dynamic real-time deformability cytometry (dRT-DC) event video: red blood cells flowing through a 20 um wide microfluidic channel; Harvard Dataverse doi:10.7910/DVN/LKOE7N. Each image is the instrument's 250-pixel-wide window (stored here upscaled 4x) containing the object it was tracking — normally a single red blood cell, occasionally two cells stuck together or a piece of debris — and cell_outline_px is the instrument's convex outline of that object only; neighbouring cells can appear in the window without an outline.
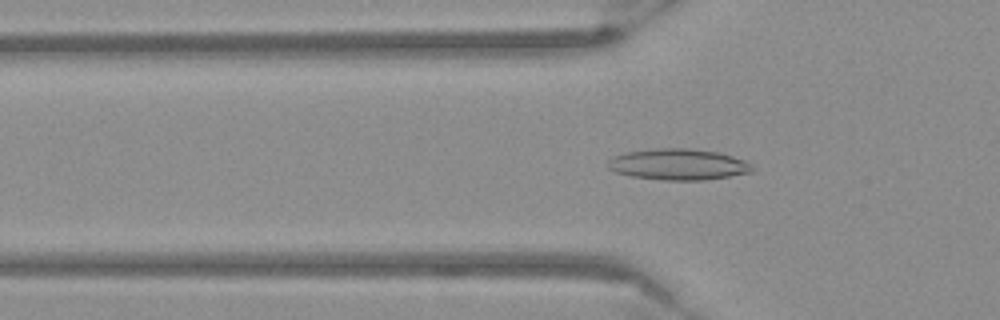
{"species": "Egyptian fruit bat (a non-hibernating species)", "species_latin": "Rousettus aegyptiacus", "temperature_condition": "warm", "stored_images_in_passage": 49, "camera_frame_rate_fps": 3000, "um_per_image_px": 0.085, "frame": {"image": 1, "passage_image": 13, "time_ms": 4.0, "image_size_px": [1000, 320], "cell_outline_px": [[752, 172], [704, 180], [664, 180], [632, 176], [616, 172], [608, 168], [608, 160], [612, 156], [628, 152], [660, 148], [684, 148], [716, 152], [732, 156], [744, 160], [752, 164]], "centroid_in_image_um": [57.64, 13.98], "position_along_channel_um": 68.2, "area_um2": 25.89}}
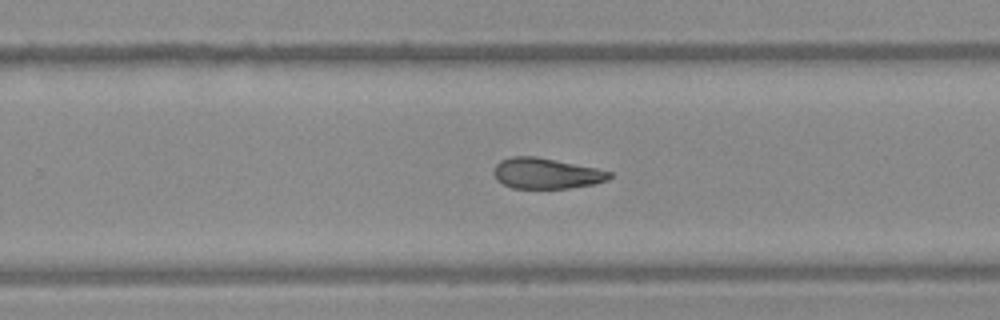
{"frame": {"image": 2, "passage_image": 30, "time_ms": 9.667, "image_size_px": [1000, 320], "cell_outline_px": [[612, 176], [608, 180], [592, 184], [568, 188], [512, 188], [496, 180], [492, 172], [496, 164], [500, 160], [512, 156], [536, 156], [596, 168], [612, 172]], "centroid_in_image_um": [46.4, 14.73], "position_along_channel_um": 283.4, "area_um2": 20.69}}
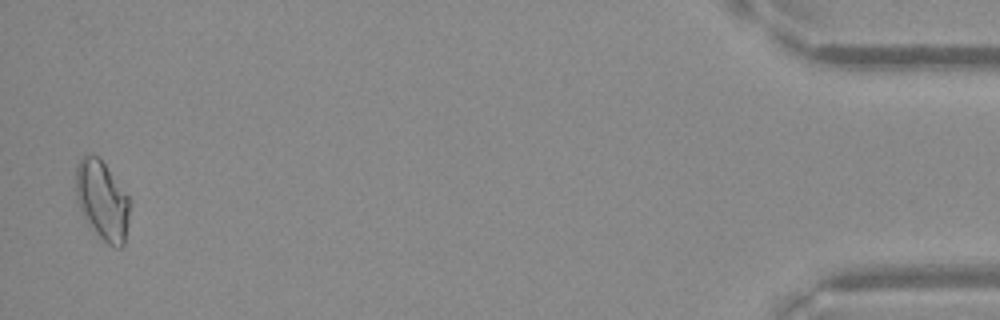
{"frame": {"image": 3, "passage_image": 48, "time_ms": 15.667, "image_size_px": [1000, 320], "cell_outline_px": [[132, 204], [124, 244], [120, 248], [116, 248], [108, 244], [88, 224], [76, 200], [76, 164], [80, 156], [88, 152], [100, 156], [128, 196]], "centroid_in_image_um": [8.7, 16.97], "position_along_channel_um": 426.5, "area_um2": 25.37}}